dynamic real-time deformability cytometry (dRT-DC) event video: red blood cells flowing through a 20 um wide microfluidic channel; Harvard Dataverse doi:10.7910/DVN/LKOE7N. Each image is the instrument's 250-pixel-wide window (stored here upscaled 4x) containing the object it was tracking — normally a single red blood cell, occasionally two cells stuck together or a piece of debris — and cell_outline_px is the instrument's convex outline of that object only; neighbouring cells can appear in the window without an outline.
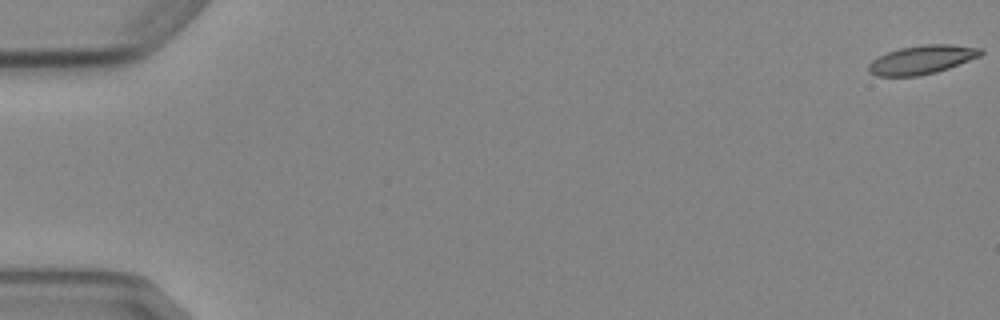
{"species": "Egyptian fruit bat (a non-hibernating species)", "species_latin": "Rousettus aegyptiacus", "temperature_condition": "cold", "stored_images_in_passage": 9, "camera_frame_rate_fps": 3000, "um_per_image_px": 0.085, "animal": {"sex": "female"}, "frame": {"image": 1, "passage_image": 1, "time_ms": 0.0, "image_size_px": [1000, 320], "cell_outline_px": [[984, 52], [980, 56], [948, 68], [936, 72], [920, 76], [876, 76], [868, 72], [868, 64], [872, 60], [888, 52], [900, 48], [924, 44], [952, 44], [980, 48]], "centroid_in_image_um": [78.35, 5.07], "position_along_channel_um": 6.7, "area_um2": 18.73}}
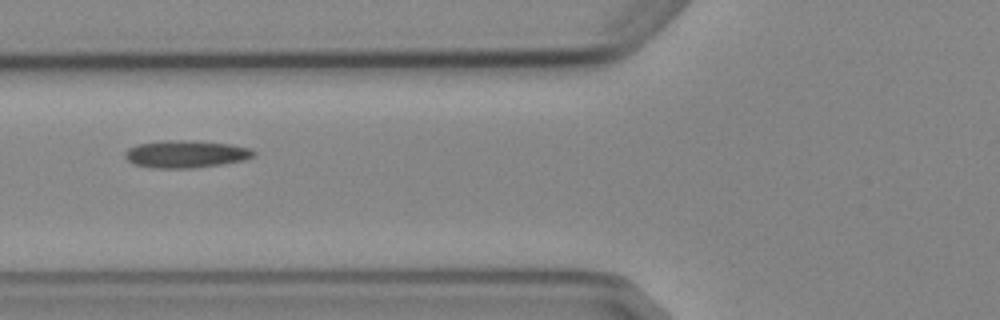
{"frame": {"image": 2, "passage_image": 7, "time_ms": 7.0, "image_size_px": [1000, 320], "cell_outline_px": [[256, 152], [252, 156], [244, 160], [220, 164], [192, 168], [152, 168], [132, 164], [124, 156], [124, 152], [128, 148], [136, 144], [164, 140], [188, 140], [228, 144], [252, 148]], "centroid_in_image_um": [15.74, 13.09], "position_along_channel_um": 110.1, "area_um2": 20.58}}
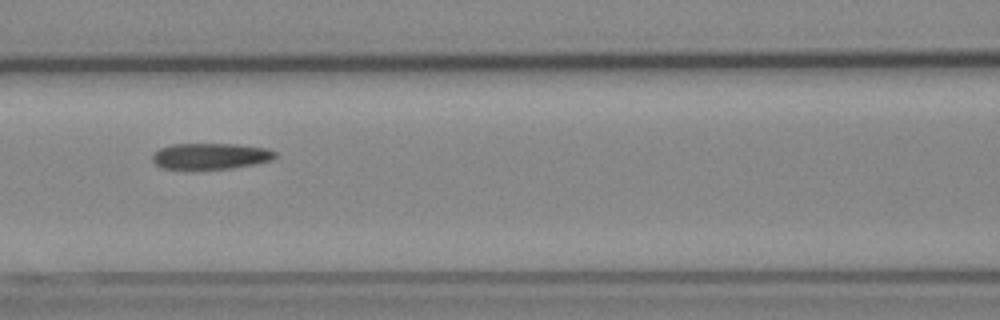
{"frame": {"image": 3, "passage_image": 8, "time_ms": 8.0, "image_size_px": [1000, 320], "cell_outline_px": [[276, 156], [272, 160], [256, 164], [232, 168], [160, 168], [152, 160], [152, 152], [160, 148], [172, 144], [236, 144], [268, 148], [276, 152]], "centroid_in_image_um": [17.91, 13.26], "position_along_channel_um": 148.7, "area_um2": 18.61}}